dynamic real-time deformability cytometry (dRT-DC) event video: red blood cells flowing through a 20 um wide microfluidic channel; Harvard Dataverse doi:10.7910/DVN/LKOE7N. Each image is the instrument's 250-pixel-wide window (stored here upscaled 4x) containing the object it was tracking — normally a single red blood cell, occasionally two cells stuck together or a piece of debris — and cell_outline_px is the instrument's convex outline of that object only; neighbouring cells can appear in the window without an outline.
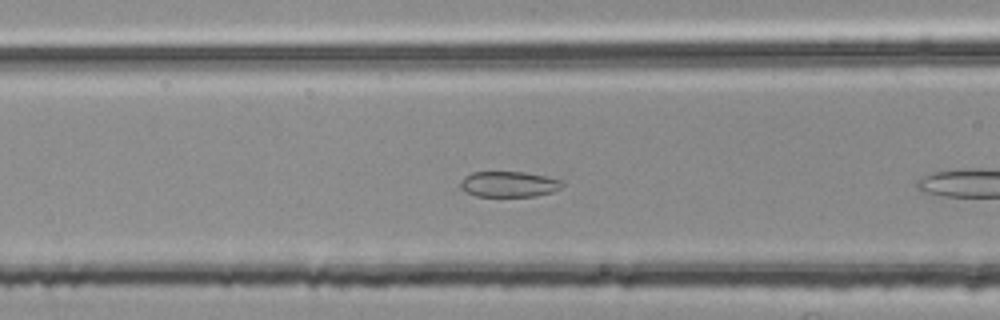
{"species": "common noctule bat (a hibernating species)", "species_latin": "Nyctalus noctula", "temperature_condition": "room temperature", "stored_images_in_passage": 8, "camera_frame_rate_fps": 3000, "um_per_image_px": 0.085, "animal": {"sex": "female", "body_mass_g": 25.1}, "frame": {"image": 1, "passage_image": 7, "time_ms": 2.0, "image_size_px": [1000, 320], "cell_outline_px": [[564, 184], [560, 188], [552, 192], [536, 196], [476, 196], [464, 192], [460, 188], [460, 180], [464, 176], [472, 172], [524, 172], [544, 176], [560, 180]], "centroid_in_image_um": [43.2, 15.66], "position_along_channel_um": 123.4, "area_um2": 15.26}}